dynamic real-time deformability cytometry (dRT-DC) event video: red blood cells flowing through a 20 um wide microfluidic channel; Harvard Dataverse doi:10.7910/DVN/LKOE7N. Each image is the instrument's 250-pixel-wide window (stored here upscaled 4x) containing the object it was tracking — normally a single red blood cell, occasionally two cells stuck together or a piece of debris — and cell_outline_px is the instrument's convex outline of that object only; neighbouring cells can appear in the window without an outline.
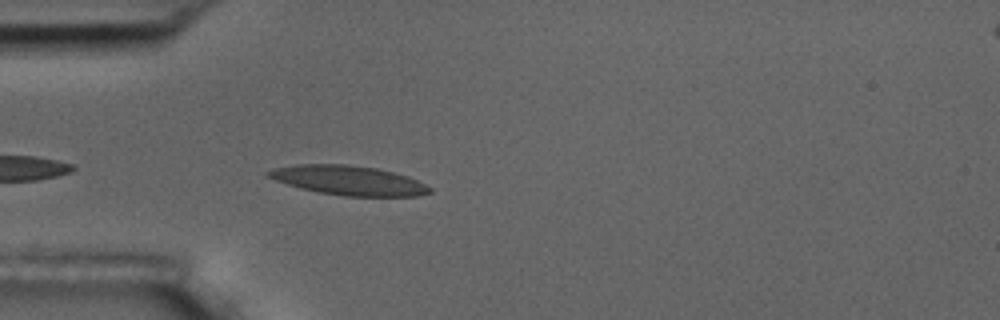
{"species": "common noctule bat (a hibernating species)", "species_latin": "Nyctalus noctula", "temperature_condition": "room temperature", "stored_images_in_passage": 4, "camera_frame_rate_fps": 3000, "um_per_image_px": 0.085, "animal": {"sex": "male", "body_mass_g": 17.5, "forearm_length_mm": 52.3}, "frame": {"image": 1, "passage_image": 4, "time_ms": 3.667, "image_size_px": [1000, 320], "cell_outline_px": [[432, 192], [416, 196], [344, 196], [320, 192], [300, 188], [264, 176], [264, 172], [276, 168], [296, 164], [348, 164], [376, 168], [408, 176], [432, 188]], "centroid_in_image_um": [29.61, 15.33], "position_along_channel_um": 55.4, "area_um2": 27.57}}